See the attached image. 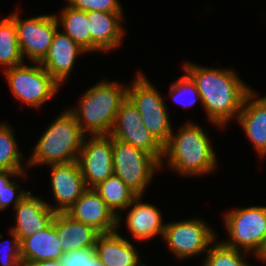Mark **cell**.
<instances>
[{
    "label": "cell",
    "instance_id": "obj_1",
    "mask_svg": "<svg viewBox=\"0 0 266 266\" xmlns=\"http://www.w3.org/2000/svg\"><path fill=\"white\" fill-rule=\"evenodd\" d=\"M183 70L197 86L208 121L226 128L231 119H237L252 87L244 83L235 70L205 67L191 61L183 63Z\"/></svg>",
    "mask_w": 266,
    "mask_h": 266
},
{
    "label": "cell",
    "instance_id": "obj_2",
    "mask_svg": "<svg viewBox=\"0 0 266 266\" xmlns=\"http://www.w3.org/2000/svg\"><path fill=\"white\" fill-rule=\"evenodd\" d=\"M211 142L201 126L187 121L164 145L161 168L166 161L170 170L187 177L214 172L218 163Z\"/></svg>",
    "mask_w": 266,
    "mask_h": 266
},
{
    "label": "cell",
    "instance_id": "obj_3",
    "mask_svg": "<svg viewBox=\"0 0 266 266\" xmlns=\"http://www.w3.org/2000/svg\"><path fill=\"white\" fill-rule=\"evenodd\" d=\"M127 88L116 80H103L82 94L77 107L69 110L85 135L110 134L120 105L127 98Z\"/></svg>",
    "mask_w": 266,
    "mask_h": 266
},
{
    "label": "cell",
    "instance_id": "obj_4",
    "mask_svg": "<svg viewBox=\"0 0 266 266\" xmlns=\"http://www.w3.org/2000/svg\"><path fill=\"white\" fill-rule=\"evenodd\" d=\"M86 135L67 108L59 113L39 138L26 165H50L77 161Z\"/></svg>",
    "mask_w": 266,
    "mask_h": 266
},
{
    "label": "cell",
    "instance_id": "obj_5",
    "mask_svg": "<svg viewBox=\"0 0 266 266\" xmlns=\"http://www.w3.org/2000/svg\"><path fill=\"white\" fill-rule=\"evenodd\" d=\"M222 219L230 239L220 241L228 247L251 252L256 257L266 240V206L225 211Z\"/></svg>",
    "mask_w": 266,
    "mask_h": 266
},
{
    "label": "cell",
    "instance_id": "obj_6",
    "mask_svg": "<svg viewBox=\"0 0 266 266\" xmlns=\"http://www.w3.org/2000/svg\"><path fill=\"white\" fill-rule=\"evenodd\" d=\"M127 97L138 109L142 123L164 146L174 131L170 115L160 92L141 70H138L136 77L128 85Z\"/></svg>",
    "mask_w": 266,
    "mask_h": 266
},
{
    "label": "cell",
    "instance_id": "obj_7",
    "mask_svg": "<svg viewBox=\"0 0 266 266\" xmlns=\"http://www.w3.org/2000/svg\"><path fill=\"white\" fill-rule=\"evenodd\" d=\"M21 65L3 71L10 90L21 103L39 108L56 96L60 84L43 68L40 63Z\"/></svg>",
    "mask_w": 266,
    "mask_h": 266
},
{
    "label": "cell",
    "instance_id": "obj_8",
    "mask_svg": "<svg viewBox=\"0 0 266 266\" xmlns=\"http://www.w3.org/2000/svg\"><path fill=\"white\" fill-rule=\"evenodd\" d=\"M113 171L138 196L145 195L161 163L151 154L112 138Z\"/></svg>",
    "mask_w": 266,
    "mask_h": 266
},
{
    "label": "cell",
    "instance_id": "obj_9",
    "mask_svg": "<svg viewBox=\"0 0 266 266\" xmlns=\"http://www.w3.org/2000/svg\"><path fill=\"white\" fill-rule=\"evenodd\" d=\"M162 237L169 252L180 260L207 253L217 239L201 218L166 223Z\"/></svg>",
    "mask_w": 266,
    "mask_h": 266
},
{
    "label": "cell",
    "instance_id": "obj_10",
    "mask_svg": "<svg viewBox=\"0 0 266 266\" xmlns=\"http://www.w3.org/2000/svg\"><path fill=\"white\" fill-rule=\"evenodd\" d=\"M18 10L8 15L17 28L18 45L23 60L40 63L46 56L59 27L55 14H44L21 19ZM25 58V59H24Z\"/></svg>",
    "mask_w": 266,
    "mask_h": 266
},
{
    "label": "cell",
    "instance_id": "obj_11",
    "mask_svg": "<svg viewBox=\"0 0 266 266\" xmlns=\"http://www.w3.org/2000/svg\"><path fill=\"white\" fill-rule=\"evenodd\" d=\"M110 135L114 139L146 151L161 163L164 146L142 123L138 109L128 97L120 105Z\"/></svg>",
    "mask_w": 266,
    "mask_h": 266
},
{
    "label": "cell",
    "instance_id": "obj_12",
    "mask_svg": "<svg viewBox=\"0 0 266 266\" xmlns=\"http://www.w3.org/2000/svg\"><path fill=\"white\" fill-rule=\"evenodd\" d=\"M77 162L88 188L113 175L112 136L86 135Z\"/></svg>",
    "mask_w": 266,
    "mask_h": 266
},
{
    "label": "cell",
    "instance_id": "obj_13",
    "mask_svg": "<svg viewBox=\"0 0 266 266\" xmlns=\"http://www.w3.org/2000/svg\"><path fill=\"white\" fill-rule=\"evenodd\" d=\"M50 181L55 207L47 203L56 213L66 212L88 189L77 161L50 164Z\"/></svg>",
    "mask_w": 266,
    "mask_h": 266
},
{
    "label": "cell",
    "instance_id": "obj_14",
    "mask_svg": "<svg viewBox=\"0 0 266 266\" xmlns=\"http://www.w3.org/2000/svg\"><path fill=\"white\" fill-rule=\"evenodd\" d=\"M66 213L74 220L93 227L100 234L118 231V217L94 188H88Z\"/></svg>",
    "mask_w": 266,
    "mask_h": 266
},
{
    "label": "cell",
    "instance_id": "obj_15",
    "mask_svg": "<svg viewBox=\"0 0 266 266\" xmlns=\"http://www.w3.org/2000/svg\"><path fill=\"white\" fill-rule=\"evenodd\" d=\"M47 203L29 191L14 207L16 225L10 229L18 236L19 241L42 231L52 223L56 212Z\"/></svg>",
    "mask_w": 266,
    "mask_h": 266
},
{
    "label": "cell",
    "instance_id": "obj_16",
    "mask_svg": "<svg viewBox=\"0 0 266 266\" xmlns=\"http://www.w3.org/2000/svg\"><path fill=\"white\" fill-rule=\"evenodd\" d=\"M91 33V53L109 52L120 47L125 37L123 13H108L100 11L87 12ZM123 20V21H122Z\"/></svg>",
    "mask_w": 266,
    "mask_h": 266
},
{
    "label": "cell",
    "instance_id": "obj_17",
    "mask_svg": "<svg viewBox=\"0 0 266 266\" xmlns=\"http://www.w3.org/2000/svg\"><path fill=\"white\" fill-rule=\"evenodd\" d=\"M251 90L245 97L237 120L259 158L266 157V96Z\"/></svg>",
    "mask_w": 266,
    "mask_h": 266
},
{
    "label": "cell",
    "instance_id": "obj_18",
    "mask_svg": "<svg viewBox=\"0 0 266 266\" xmlns=\"http://www.w3.org/2000/svg\"><path fill=\"white\" fill-rule=\"evenodd\" d=\"M86 53L74 40L57 29L45 58L43 68L62 85L73 72L78 55Z\"/></svg>",
    "mask_w": 266,
    "mask_h": 266
},
{
    "label": "cell",
    "instance_id": "obj_19",
    "mask_svg": "<svg viewBox=\"0 0 266 266\" xmlns=\"http://www.w3.org/2000/svg\"><path fill=\"white\" fill-rule=\"evenodd\" d=\"M144 196L138 195L127 206L126 226L133 239L143 242L163 236L165 224L162 213L153 204L142 202Z\"/></svg>",
    "mask_w": 266,
    "mask_h": 266
},
{
    "label": "cell",
    "instance_id": "obj_20",
    "mask_svg": "<svg viewBox=\"0 0 266 266\" xmlns=\"http://www.w3.org/2000/svg\"><path fill=\"white\" fill-rule=\"evenodd\" d=\"M95 251L106 266H138L142 262L134 244L115 231L97 237Z\"/></svg>",
    "mask_w": 266,
    "mask_h": 266
},
{
    "label": "cell",
    "instance_id": "obj_21",
    "mask_svg": "<svg viewBox=\"0 0 266 266\" xmlns=\"http://www.w3.org/2000/svg\"><path fill=\"white\" fill-rule=\"evenodd\" d=\"M54 226L64 253L94 247L100 233L93 227L74 220L66 212H58Z\"/></svg>",
    "mask_w": 266,
    "mask_h": 266
},
{
    "label": "cell",
    "instance_id": "obj_22",
    "mask_svg": "<svg viewBox=\"0 0 266 266\" xmlns=\"http://www.w3.org/2000/svg\"><path fill=\"white\" fill-rule=\"evenodd\" d=\"M60 244L53 219L48 227L20 241L22 262L59 260L64 254Z\"/></svg>",
    "mask_w": 266,
    "mask_h": 266
},
{
    "label": "cell",
    "instance_id": "obj_23",
    "mask_svg": "<svg viewBox=\"0 0 266 266\" xmlns=\"http://www.w3.org/2000/svg\"><path fill=\"white\" fill-rule=\"evenodd\" d=\"M61 10V13L55 15L60 29L74 40L86 54L91 53V33L87 12L67 5Z\"/></svg>",
    "mask_w": 266,
    "mask_h": 266
},
{
    "label": "cell",
    "instance_id": "obj_24",
    "mask_svg": "<svg viewBox=\"0 0 266 266\" xmlns=\"http://www.w3.org/2000/svg\"><path fill=\"white\" fill-rule=\"evenodd\" d=\"M94 190L118 217L119 228L121 226L122 219H124L121 216V210L125 211L127 206L134 200L137 195L126 185V183L121 178L114 174L95 186Z\"/></svg>",
    "mask_w": 266,
    "mask_h": 266
},
{
    "label": "cell",
    "instance_id": "obj_25",
    "mask_svg": "<svg viewBox=\"0 0 266 266\" xmlns=\"http://www.w3.org/2000/svg\"><path fill=\"white\" fill-rule=\"evenodd\" d=\"M18 45L17 28L15 22L9 17L0 19V66L3 71L23 64Z\"/></svg>",
    "mask_w": 266,
    "mask_h": 266
},
{
    "label": "cell",
    "instance_id": "obj_26",
    "mask_svg": "<svg viewBox=\"0 0 266 266\" xmlns=\"http://www.w3.org/2000/svg\"><path fill=\"white\" fill-rule=\"evenodd\" d=\"M13 128L0 123V171H27L22 164L23 153L19 152Z\"/></svg>",
    "mask_w": 266,
    "mask_h": 266
},
{
    "label": "cell",
    "instance_id": "obj_27",
    "mask_svg": "<svg viewBox=\"0 0 266 266\" xmlns=\"http://www.w3.org/2000/svg\"><path fill=\"white\" fill-rule=\"evenodd\" d=\"M248 252L231 248L216 240L204 257L203 266H251L244 258Z\"/></svg>",
    "mask_w": 266,
    "mask_h": 266
},
{
    "label": "cell",
    "instance_id": "obj_28",
    "mask_svg": "<svg viewBox=\"0 0 266 266\" xmlns=\"http://www.w3.org/2000/svg\"><path fill=\"white\" fill-rule=\"evenodd\" d=\"M169 92L172 100L181 104L184 108L192 107L197 101L201 104L197 86L186 72L181 78L171 83Z\"/></svg>",
    "mask_w": 266,
    "mask_h": 266
},
{
    "label": "cell",
    "instance_id": "obj_29",
    "mask_svg": "<svg viewBox=\"0 0 266 266\" xmlns=\"http://www.w3.org/2000/svg\"><path fill=\"white\" fill-rule=\"evenodd\" d=\"M59 261L62 266H106L98 258L95 247L64 253Z\"/></svg>",
    "mask_w": 266,
    "mask_h": 266
},
{
    "label": "cell",
    "instance_id": "obj_30",
    "mask_svg": "<svg viewBox=\"0 0 266 266\" xmlns=\"http://www.w3.org/2000/svg\"><path fill=\"white\" fill-rule=\"evenodd\" d=\"M67 6L85 12L100 11L108 13H123L122 5L118 0H65Z\"/></svg>",
    "mask_w": 266,
    "mask_h": 266
},
{
    "label": "cell",
    "instance_id": "obj_31",
    "mask_svg": "<svg viewBox=\"0 0 266 266\" xmlns=\"http://www.w3.org/2000/svg\"><path fill=\"white\" fill-rule=\"evenodd\" d=\"M9 231L12 240L6 239V241L3 240L0 242L1 266H21L22 257H21L20 241L18 239V236L11 229H9Z\"/></svg>",
    "mask_w": 266,
    "mask_h": 266
},
{
    "label": "cell",
    "instance_id": "obj_32",
    "mask_svg": "<svg viewBox=\"0 0 266 266\" xmlns=\"http://www.w3.org/2000/svg\"><path fill=\"white\" fill-rule=\"evenodd\" d=\"M27 172H21L17 177L13 179L11 183H9L3 190V192L0 194V201L1 205L4 209L8 206H13L14 207L26 196L29 191H26L24 189L20 190L21 188L19 185L16 183V179H20L21 176L22 178L26 176ZM19 189V192L17 191ZM18 193V194H17Z\"/></svg>",
    "mask_w": 266,
    "mask_h": 266
},
{
    "label": "cell",
    "instance_id": "obj_33",
    "mask_svg": "<svg viewBox=\"0 0 266 266\" xmlns=\"http://www.w3.org/2000/svg\"><path fill=\"white\" fill-rule=\"evenodd\" d=\"M21 172L26 171H0V194L3 192L4 188L13 181L10 180V178L17 177Z\"/></svg>",
    "mask_w": 266,
    "mask_h": 266
},
{
    "label": "cell",
    "instance_id": "obj_34",
    "mask_svg": "<svg viewBox=\"0 0 266 266\" xmlns=\"http://www.w3.org/2000/svg\"><path fill=\"white\" fill-rule=\"evenodd\" d=\"M21 266H62L59 260H46L40 262H22Z\"/></svg>",
    "mask_w": 266,
    "mask_h": 266
},
{
    "label": "cell",
    "instance_id": "obj_35",
    "mask_svg": "<svg viewBox=\"0 0 266 266\" xmlns=\"http://www.w3.org/2000/svg\"><path fill=\"white\" fill-rule=\"evenodd\" d=\"M256 259L266 263V240Z\"/></svg>",
    "mask_w": 266,
    "mask_h": 266
},
{
    "label": "cell",
    "instance_id": "obj_36",
    "mask_svg": "<svg viewBox=\"0 0 266 266\" xmlns=\"http://www.w3.org/2000/svg\"><path fill=\"white\" fill-rule=\"evenodd\" d=\"M3 210H5V209L2 207L1 201H0V211H3Z\"/></svg>",
    "mask_w": 266,
    "mask_h": 266
},
{
    "label": "cell",
    "instance_id": "obj_37",
    "mask_svg": "<svg viewBox=\"0 0 266 266\" xmlns=\"http://www.w3.org/2000/svg\"><path fill=\"white\" fill-rule=\"evenodd\" d=\"M138 266H147L145 263H141L140 265H138Z\"/></svg>",
    "mask_w": 266,
    "mask_h": 266
}]
</instances>
